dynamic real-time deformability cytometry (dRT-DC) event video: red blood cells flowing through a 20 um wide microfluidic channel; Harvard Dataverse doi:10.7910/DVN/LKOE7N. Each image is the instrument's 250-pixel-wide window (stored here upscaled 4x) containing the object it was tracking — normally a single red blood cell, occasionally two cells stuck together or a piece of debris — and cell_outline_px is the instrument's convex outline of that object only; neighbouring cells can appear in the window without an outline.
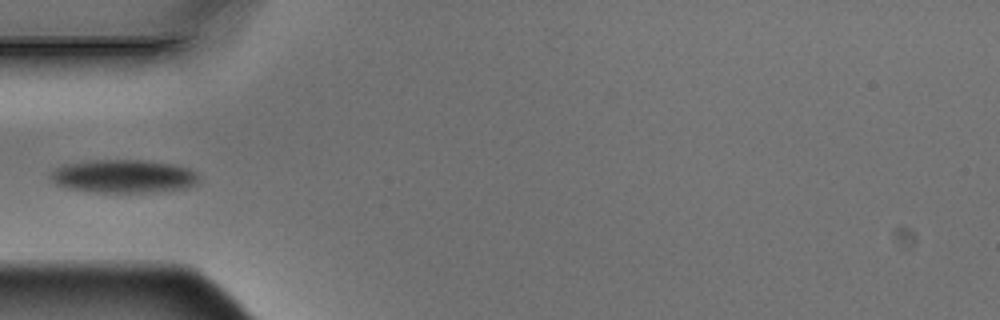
{"species": "Egyptian fruit bat (a non-hibernating species)", "species_latin": "Rousettus aegyptiacus", "temperature_condition": "warm", "stored_images_in_passage": 5, "camera_frame_rate_fps": 3000, "um_per_image_px": 0.085, "animal": {"sex": "male"}, "frame": {"image": 1, "passage_image": 5, "time_ms": 1.333, "image_size_px": [1000, 320], "cell_outline_px": [[196, 184], [188, 188], [152, 192], [88, 192], [64, 188], [56, 184], [48, 176], [56, 168], [64, 164], [92, 160], [144, 160], [172, 164], [188, 168], [196, 172]], "centroid_in_image_um": [10.45, 14.99], "position_along_channel_um": 74.5, "area_um2": 28.84}}